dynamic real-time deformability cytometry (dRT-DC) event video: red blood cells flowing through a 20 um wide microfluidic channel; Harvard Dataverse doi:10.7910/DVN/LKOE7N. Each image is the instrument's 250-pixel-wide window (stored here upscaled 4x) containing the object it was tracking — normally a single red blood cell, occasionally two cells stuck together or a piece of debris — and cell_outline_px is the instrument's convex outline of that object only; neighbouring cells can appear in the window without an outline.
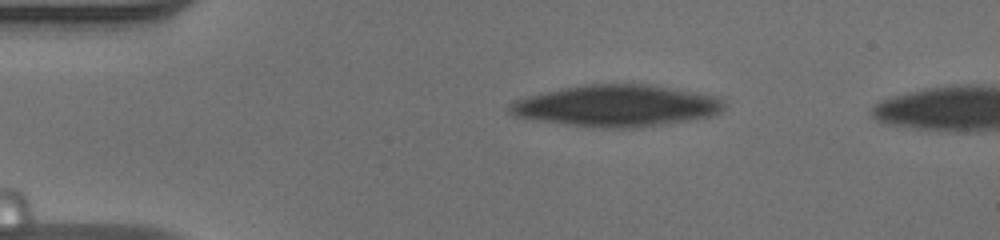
{"species": "human", "species_latin": "Homo sapiens", "temperature_condition": "warm", "stored_images_in_passage": 6, "camera_frame_rate_fps": 3000, "um_per_image_px": 0.085, "donor": {"sex": "male"}, "frame": {"image": 1, "passage_image": 1, "time_ms": 0.0, "image_size_px": [1000, 240], "cell_outline_px": [[728, 108], [716, 116], [640, 128], [592, 128], [536, 120], [512, 116], [508, 112], [508, 104], [516, 100], [528, 96], [564, 88], [584, 84], [652, 84], [720, 96], [724, 100]], "centroid_in_image_um": [52.51, 9.0], "position_along_channel_um": 32.5, "area_um2": 52.94}}